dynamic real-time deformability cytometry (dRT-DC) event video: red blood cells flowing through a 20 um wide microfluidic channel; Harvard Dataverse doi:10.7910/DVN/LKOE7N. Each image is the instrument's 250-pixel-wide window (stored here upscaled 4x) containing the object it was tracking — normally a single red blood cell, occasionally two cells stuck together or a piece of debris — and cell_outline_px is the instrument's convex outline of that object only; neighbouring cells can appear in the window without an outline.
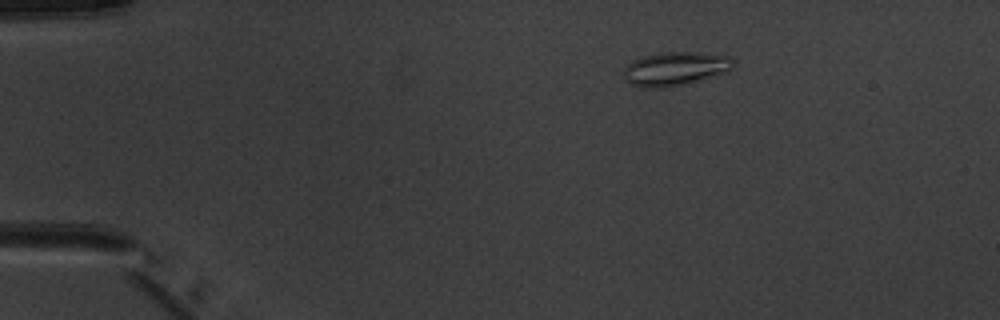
{"species": "common noctule bat (a hibernating species)", "species_latin": "Nyctalus noctula", "temperature_condition": "warm", "stored_images_in_passage": 3, "camera_frame_rate_fps": 3000, "um_per_image_px": 0.085, "animal": {"sex": "male", "body_mass_g": 20.1, "forearm_length_mm": 53.5}, "frame": {"image": 1, "passage_image": 1, "time_ms": 0.0, "image_size_px": [1000, 320], "cell_outline_px": [[732, 68], [728, 72], [664, 88], [644, 88], [632, 84], [624, 80], [624, 68], [632, 60], [644, 56], [660, 52], [700, 52], [728, 56], [732, 60]], "centroid_in_image_um": [57.35, 5.83], "position_along_channel_um": 27.7, "area_um2": 21.33}}